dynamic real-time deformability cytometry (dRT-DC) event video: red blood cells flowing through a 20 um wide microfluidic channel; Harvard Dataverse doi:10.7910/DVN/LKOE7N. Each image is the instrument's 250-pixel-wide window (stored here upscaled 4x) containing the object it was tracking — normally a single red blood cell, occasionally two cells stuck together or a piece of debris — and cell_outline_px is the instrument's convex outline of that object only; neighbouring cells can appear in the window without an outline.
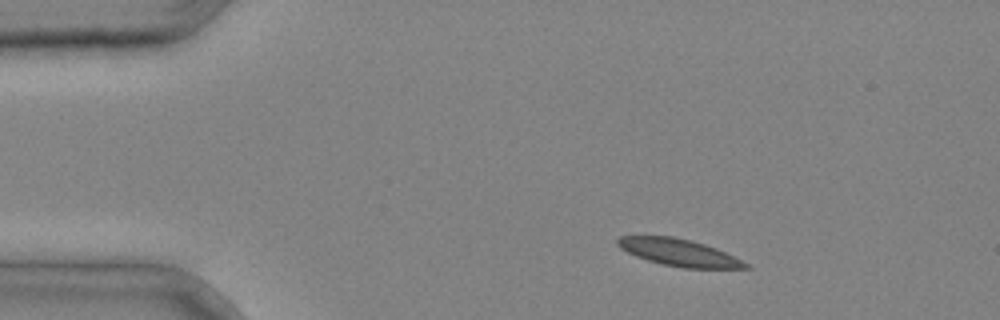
{"species": "common noctule bat (a hibernating species)", "species_latin": "Nyctalus noctula", "temperature_condition": "cold", "stored_images_in_passage": 2, "camera_frame_rate_fps": 3000, "um_per_image_px": 0.085, "animal": {"sex": "male", "body_mass_g": 20.4}, "frame": {"image": 1, "passage_image": 1, "time_ms": 0.0, "image_size_px": [1000, 320], "cell_outline_px": [[752, 268], [680, 268], [648, 260], [636, 256], [620, 248], [616, 244], [616, 240], [620, 236], [672, 236], [704, 244], [716, 248], [748, 264]], "centroid_in_image_um": [57.67, 21.46], "position_along_channel_um": 27.3, "area_um2": 19.83}}